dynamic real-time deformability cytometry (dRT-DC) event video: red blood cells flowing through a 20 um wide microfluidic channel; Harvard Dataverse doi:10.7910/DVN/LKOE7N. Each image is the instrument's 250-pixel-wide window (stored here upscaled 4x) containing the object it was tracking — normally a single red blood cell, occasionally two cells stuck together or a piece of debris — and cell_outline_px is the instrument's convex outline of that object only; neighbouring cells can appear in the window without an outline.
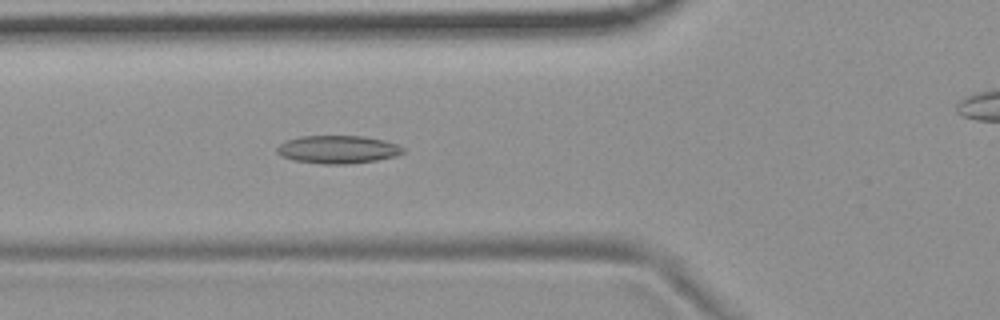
{"species": "common noctule bat (a hibernating species)", "species_latin": "Nyctalus noctula", "temperature_condition": "room temperature", "stored_images_in_passage": 42, "camera_frame_rate_fps": 3000, "um_per_image_px": 0.085, "animal": {"sex": "female", "body_mass_g": 19.9}, "frame": {"image": 1, "passage_image": 7, "time_ms": 2.0, "image_size_px": [1000, 320], "cell_outline_px": [[404, 152], [396, 156], [376, 160], [348, 164], [324, 164], [292, 160], [280, 156], [276, 152], [276, 148], [284, 140], [300, 136], [364, 136], [384, 140], [396, 144], [404, 148]], "centroid_in_image_um": [28.67, 12.7], "position_along_channel_um": 97.1, "area_um2": 20.69}}
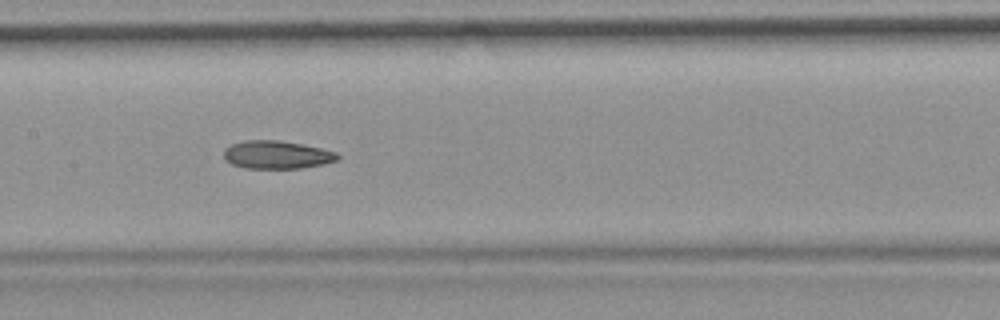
{"frame": {"image": 2, "passage_image": 14, "time_ms": 4.333, "image_size_px": [1000, 320], "cell_outline_px": [[340, 156], [336, 160], [324, 164], [300, 168], [244, 168], [232, 164], [224, 160], [224, 148], [232, 144], [244, 140], [280, 140], [320, 148], [336, 152]], "centroid_in_image_um": [23.49, 13.15], "position_along_channel_um": 183.9, "area_um2": 18.55}}
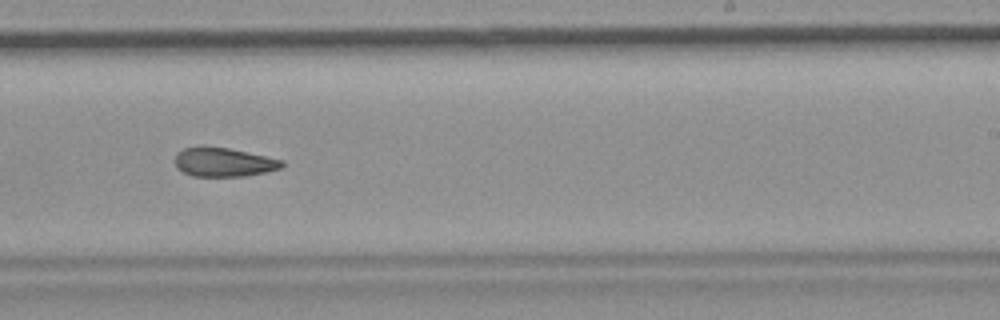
{"frame": {"image": 3, "passage_image": 21, "time_ms": 6.667, "image_size_px": [1000, 320], "cell_outline_px": [[284, 164], [280, 168], [264, 172], [244, 176], [192, 176], [176, 168], [176, 152], [184, 148], [196, 144], [204, 144], [228, 148], [284, 160]], "centroid_in_image_um": [18.95, 13.75], "position_along_channel_um": 270.1, "area_um2": 18.32}, "authors_computed_cell_mechanics": {"area_um2": 18.9584, "velocity_mm_per_s": 3.7051, "shape_relaxation_time_tau1_ms": null, "shape_relaxation_time_tau2_ms": 9.773, "deformation_change_tau1": null, "deformation_change_tau2": 0.1723}}